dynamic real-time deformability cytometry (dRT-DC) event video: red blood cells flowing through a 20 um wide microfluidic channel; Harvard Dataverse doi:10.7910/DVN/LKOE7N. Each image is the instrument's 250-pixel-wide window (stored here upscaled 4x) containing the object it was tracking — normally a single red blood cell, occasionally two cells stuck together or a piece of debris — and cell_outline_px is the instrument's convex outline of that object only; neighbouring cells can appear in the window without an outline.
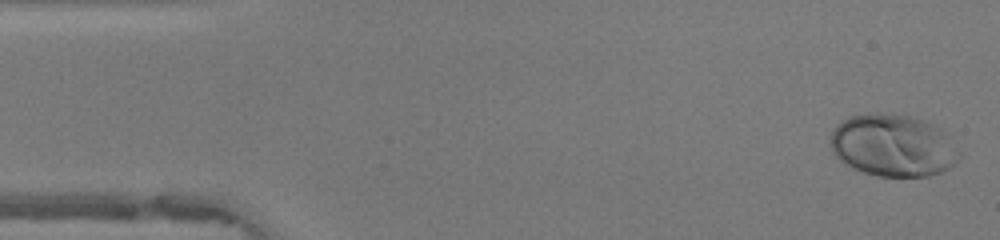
{"species": "human", "species_latin": "Homo sapiens", "temperature_condition": "warm", "stored_images_in_passage": 47, "camera_frame_rate_fps": 3000, "um_per_image_px": 0.085, "donor": {"sex": "female"}, "frame": {"image": 1, "passage_image": 1, "time_ms": 0.0, "image_size_px": [1000, 240], "cell_outline_px": [[960, 160], [948, 168], [940, 172], [928, 176], [880, 176], [864, 172], [852, 168], [844, 164], [832, 152], [832, 128], [836, 124], [848, 116], [872, 112], [876, 112], [908, 116], [920, 120], [940, 128], [960, 156]], "centroid_in_image_um": [75.84, 12.36], "position_along_channel_um": 9.2, "area_um2": 46.24}}
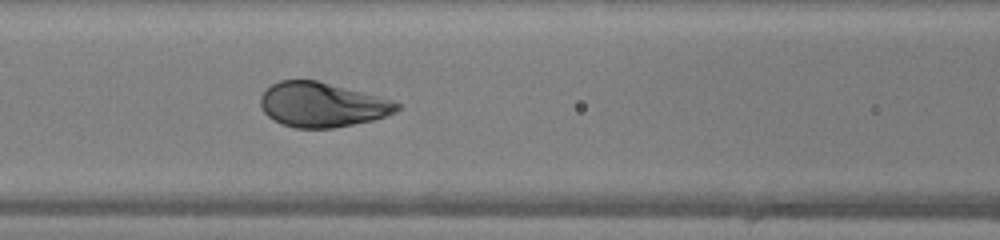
{"frame": {"image": 2, "passage_image": 19, "time_ms": 6.0, "image_size_px": [1000, 240], "cell_outline_px": [[400, 108], [396, 112], [372, 120], [332, 128], [296, 128], [284, 124], [268, 116], [264, 112], [260, 104], [260, 96], [272, 84], [280, 80], [316, 80], [392, 100], [400, 104]], "centroid_in_image_um": [27.36, 8.9], "position_along_channel_um": 139.2, "area_um2": 34.97}}
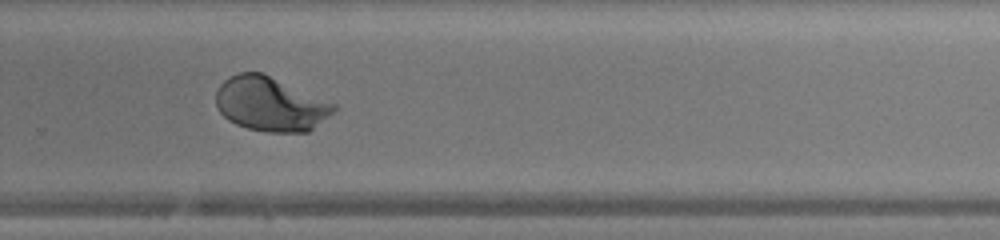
{"frame": {"image": 3, "passage_image": 31, "time_ms": 10.0, "image_size_px": [1000, 240], "cell_outline_px": [[336, 108], [328, 116], [308, 132], [268, 132], [248, 128], [236, 124], [228, 120], [216, 108], [216, 88], [224, 80], [240, 72], [260, 72], [336, 104]], "centroid_in_image_um": [22.94, 8.85], "position_along_channel_um": 306.9, "area_um2": 36.82}, "authors_computed_cell_mechanics": {"area_um2": 37.6856, "velocity_mm_per_s": 4.2042, "shape_relaxation_time_tau1_ms": 2.4608, "shape_relaxation_time_tau2_ms": null, "deformation_change_tau1": 0.1789, "deformation_change_tau2": null}}